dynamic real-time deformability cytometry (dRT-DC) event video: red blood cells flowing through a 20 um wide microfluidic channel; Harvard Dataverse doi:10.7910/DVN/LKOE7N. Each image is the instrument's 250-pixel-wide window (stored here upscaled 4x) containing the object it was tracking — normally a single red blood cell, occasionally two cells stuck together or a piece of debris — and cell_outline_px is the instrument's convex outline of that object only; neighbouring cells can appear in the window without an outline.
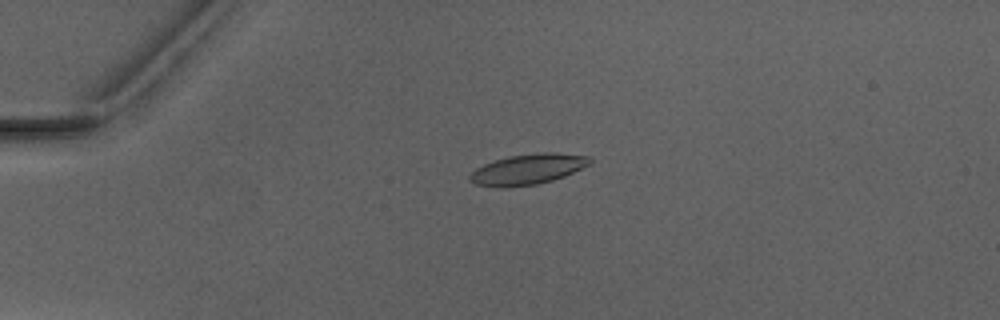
{"species": "Egyptian fruit bat (a non-hibernating species)", "species_latin": "Rousettus aegyptiacus", "temperature_condition": "warm", "stored_images_in_passage": 2, "camera_frame_rate_fps": 3000, "um_per_image_px": 0.085, "animal": {"sex": "male"}, "frame": {"image": 1, "passage_image": 1, "time_ms": 0.0, "image_size_px": [1000, 320], "cell_outline_px": [[592, 160], [588, 164], [564, 176], [552, 180], [536, 184], [504, 188], [500, 188], [476, 184], [468, 180], [468, 176], [476, 168], [484, 164], [508, 156], [544, 152], [552, 152], [588, 156]], "centroid_in_image_um": [44.81, 14.39], "position_along_channel_um": 40.2, "area_um2": 21.1}}